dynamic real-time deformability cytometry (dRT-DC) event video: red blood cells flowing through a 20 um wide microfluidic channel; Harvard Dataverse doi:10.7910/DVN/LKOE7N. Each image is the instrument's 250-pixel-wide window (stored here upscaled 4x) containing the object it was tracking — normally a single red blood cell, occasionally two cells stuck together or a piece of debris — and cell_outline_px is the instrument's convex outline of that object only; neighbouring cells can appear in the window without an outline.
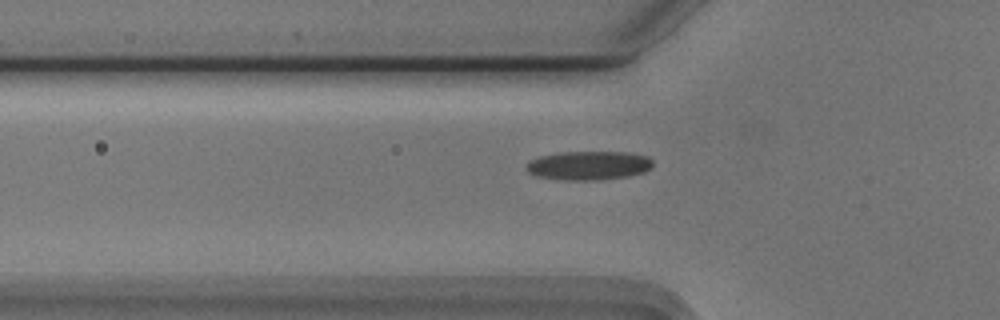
{"species": "Egyptian fruit bat (a non-hibernating species)", "species_latin": "Rousettus aegyptiacus", "temperature_condition": "cold", "stored_images_in_passage": 40, "camera_frame_rate_fps": 3000, "um_per_image_px": 0.085, "animal": {"sex": "male"}, "frame": {"image": 1, "passage_image": 10, "time_ms": 3.0, "image_size_px": [1000, 320], "cell_outline_px": [[652, 168], [644, 172], [628, 176], [596, 180], [564, 180], [536, 176], [528, 172], [528, 164], [532, 160], [540, 156], [560, 152], [628, 152], [648, 156], [652, 160]], "centroid_in_image_um": [50.08, 14.06], "position_along_channel_um": 75.7, "area_um2": 21.21}}
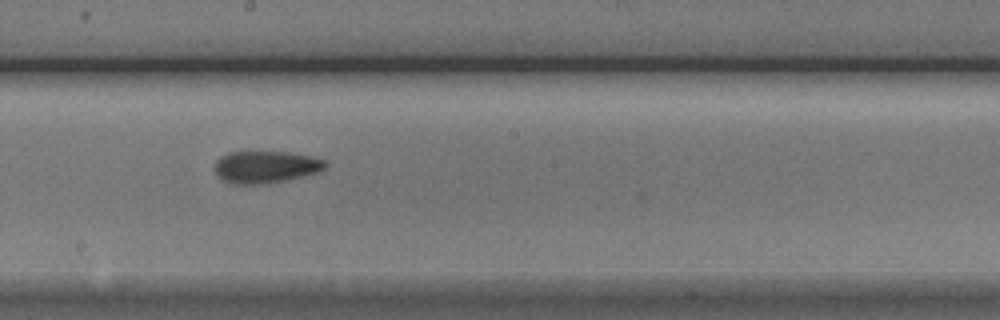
{"frame": {"image": 2, "passage_image": 22, "time_ms": 7.0, "image_size_px": [1000, 320], "cell_outline_px": [[324, 168], [316, 172], [284, 180], [264, 184], [232, 184], [224, 180], [216, 172], [216, 160], [220, 156], [228, 152], [288, 152], [312, 156], [324, 160]], "centroid_in_image_um": [22.54, 14.18], "position_along_channel_um": 225.7, "area_um2": 20.29}}
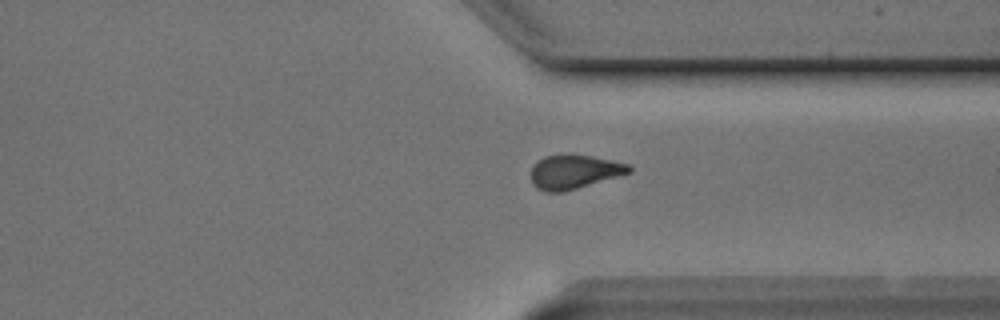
{"frame": {"image": 3, "passage_image": 33, "time_ms": 10.667, "image_size_px": [1000, 320], "cell_outline_px": [[632, 172], [564, 192], [544, 192], [536, 188], [532, 184], [532, 168], [536, 160], [544, 156], [572, 152], [612, 160], [628, 164], [632, 168]], "centroid_in_image_um": [48.78, 14.58], "position_along_channel_um": 362.6, "area_um2": 19.88}, "authors_computed_cell_mechanics": {"area_um2": 20.4612, "velocity_mm_per_s": 3.743, "shape_relaxation_time_tau1_ms": null, "shape_relaxation_time_tau2_ms": 3.7713, "deformation_change_tau1": null, "deformation_change_tau2": 0.1135}}